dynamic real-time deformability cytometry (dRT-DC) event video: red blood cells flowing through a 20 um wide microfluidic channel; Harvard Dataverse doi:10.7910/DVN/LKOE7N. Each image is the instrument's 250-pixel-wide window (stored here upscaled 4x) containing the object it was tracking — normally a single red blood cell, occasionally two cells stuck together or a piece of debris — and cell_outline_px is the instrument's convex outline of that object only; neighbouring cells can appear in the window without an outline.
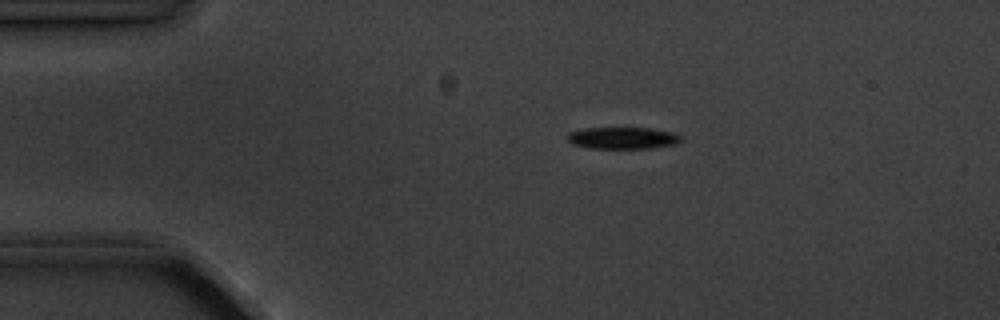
{"species": "common noctule bat (a hibernating species)", "species_latin": "Nyctalus noctula", "temperature_condition": "cold", "stored_images_in_passage": 6, "camera_frame_rate_fps": 3000, "um_per_image_px": 0.085, "animal": {"sex": "male", "body_mass_g": 20.1, "forearm_length_mm": 53.5}, "frame": {"image": 1, "passage_image": 4, "time_ms": 3.333, "image_size_px": [1000, 320], "cell_outline_px": [[684, 140], [676, 144], [652, 148], [588, 148], [572, 144], [568, 140], [568, 132], [584, 128], [648, 128], [672, 132], [684, 136]], "centroid_in_image_um": [52.97, 11.73], "position_along_channel_um": 32.0, "area_um2": 14.57}}